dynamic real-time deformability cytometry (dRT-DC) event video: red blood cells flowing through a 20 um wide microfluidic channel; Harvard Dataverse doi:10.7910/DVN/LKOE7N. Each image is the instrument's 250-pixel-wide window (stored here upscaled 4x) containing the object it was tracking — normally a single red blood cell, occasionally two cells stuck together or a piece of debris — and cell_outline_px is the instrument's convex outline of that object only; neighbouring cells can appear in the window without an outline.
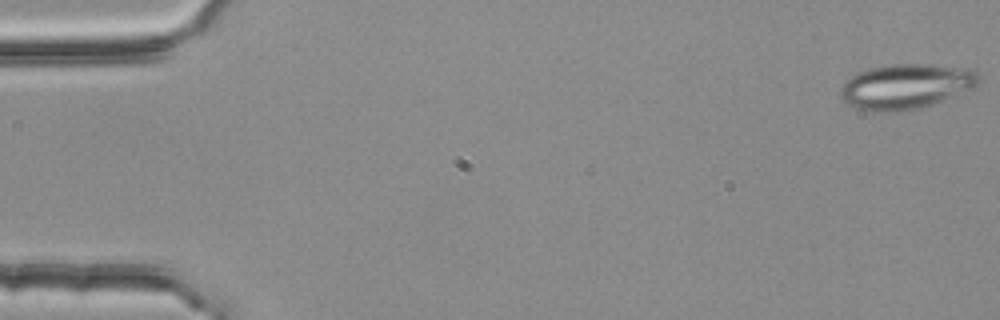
{"species": "common noctule bat (a hibernating species)", "species_latin": "Nyctalus noctula", "temperature_condition": "room temperature", "stored_images_in_passage": 4, "camera_frame_rate_fps": 3000, "um_per_image_px": 0.085, "animal": {"sex": "female", "body_mass_g": 25.1}, "frame": {"image": 1, "passage_image": 1, "time_ms": 0.0, "image_size_px": [1000, 320], "cell_outline_px": [[980, 80], [972, 88], [932, 104], [920, 108], [888, 112], [872, 112], [848, 104], [840, 96], [840, 88], [852, 76], [868, 68], [888, 64], [932, 64], [968, 68], [980, 72]], "centroid_in_image_um": [77.02, 7.33], "position_along_channel_um": 8.0, "area_um2": 36.13}}